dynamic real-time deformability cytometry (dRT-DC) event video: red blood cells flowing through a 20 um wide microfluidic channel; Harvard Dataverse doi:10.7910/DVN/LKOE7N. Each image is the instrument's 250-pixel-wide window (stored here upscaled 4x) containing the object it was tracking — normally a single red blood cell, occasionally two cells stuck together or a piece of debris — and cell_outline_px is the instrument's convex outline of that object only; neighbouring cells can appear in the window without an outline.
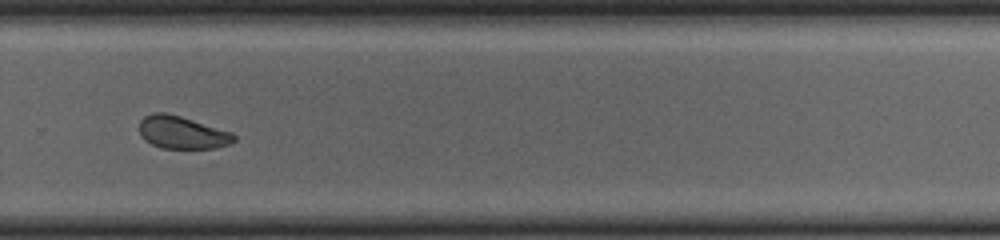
{"species": "common noctule bat (a hibernating species)", "species_latin": "Nyctalus noctula", "temperature_condition": "cold", "stored_images_in_passage": 41, "camera_frame_rate_fps": 3000, "um_per_image_px": 0.085, "animal": {"sex": "female", "body_mass_g": 23.0, "forearm_length_mm": 53.4}, "frame": {"image": 1, "passage_image": 24, "time_ms": 7.667, "image_size_px": [1000, 240], "cell_outline_px": [[236, 140], [228, 144], [216, 148], [160, 148], [144, 140], [140, 136], [140, 120], [144, 116], [152, 112], [164, 112], [180, 116], [232, 132], [236, 136]], "centroid_in_image_um": [15.46, 11.26], "position_along_channel_um": 314.3, "area_um2": 18.03}}
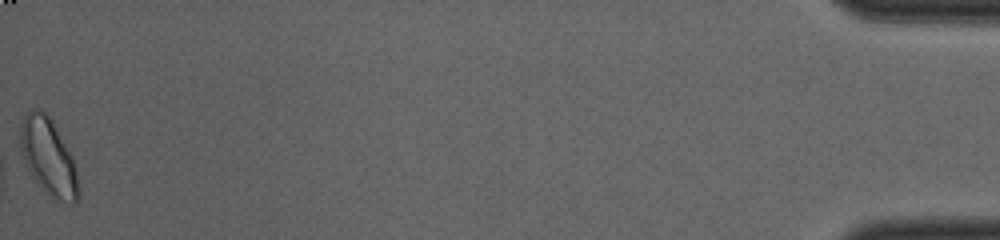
{"frame": {"image": 2, "passage_image": 41, "time_ms": 13.333, "image_size_px": [1000, 240], "cell_outline_px": [[80, 196], [76, 204], [68, 204], [52, 200], [44, 192], [32, 176], [20, 152], [20, 124], [24, 116], [32, 108], [40, 108], [52, 120], [72, 156], [76, 168], [80, 192]], "centroid_in_image_um": [4.13, 13.4], "position_along_channel_um": 431.1, "area_um2": 26.53}, "authors_computed_cell_mechanics": {"area_um2": 19.4208, "velocity_mm_per_s": 3.8422, "shape_relaxation_time_tau1_ms": 3.3611, "shape_relaxation_time_tau2_ms": 2.0489, "deformation_change_tau1": 0.0818, "deformation_change_tau2": 0.0598}}